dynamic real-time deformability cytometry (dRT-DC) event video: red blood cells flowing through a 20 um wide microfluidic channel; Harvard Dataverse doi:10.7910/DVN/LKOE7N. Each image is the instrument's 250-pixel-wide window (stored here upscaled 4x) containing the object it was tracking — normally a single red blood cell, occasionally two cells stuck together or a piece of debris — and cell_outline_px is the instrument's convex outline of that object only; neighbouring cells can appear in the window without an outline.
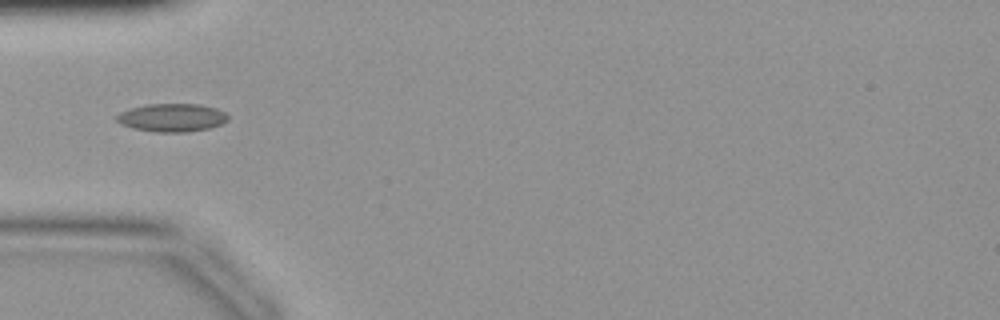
{"species": "common noctule bat (a hibernating species)", "species_latin": "Nyctalus noctula", "temperature_condition": "warm", "stored_images_in_passage": 39, "segment_of_instrument_passage": [2, 2], "camera_frame_rate_fps": 3000, "um_per_image_px": 0.085, "animal": {"sex": "female", "body_mass_g": 19.9}, "frame": {"image": 1, "passage_image": 10, "time_ms": 3.0, "image_size_px": [1000, 320], "cell_outline_px": [[228, 120], [220, 124], [208, 128], [188, 132], [152, 132], [132, 128], [120, 124], [116, 120], [116, 116], [120, 112], [132, 108], [148, 104], [196, 104], [216, 108], [224, 112], [228, 116]], "centroid_in_image_um": [14.59, 10.01], "position_along_channel_um": 70.4, "area_um2": 18.21}}
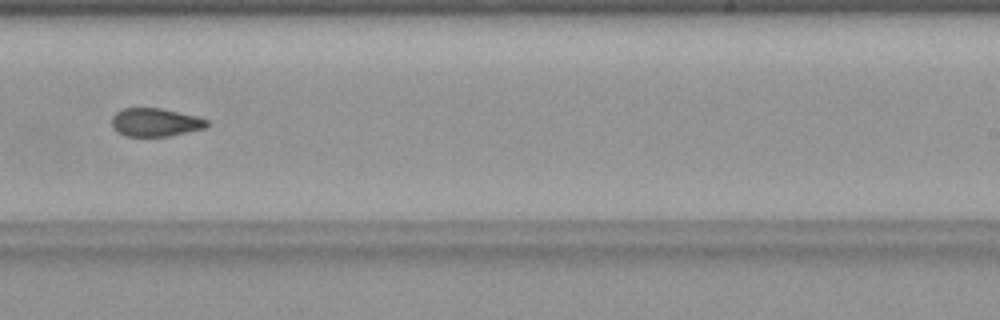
{"frame": {"image": 2, "passage_image": 23, "time_ms": 7.333, "image_size_px": [1000, 320], "cell_outline_px": [[208, 124], [204, 128], [168, 136], [124, 136], [116, 132], [112, 128], [112, 116], [120, 108], [160, 108], [196, 116], [208, 120]], "centroid_in_image_um": [13.14, 10.39], "position_along_channel_um": 275.9, "area_um2": 15.66}}
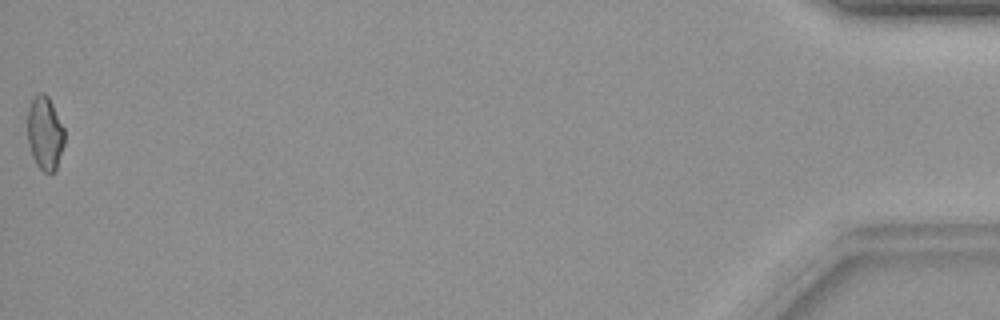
{"frame": {"image": 3, "passage_image": 39, "time_ms": 12.667, "image_size_px": [1000, 320], "cell_outline_px": [[64, 144], [56, 172], [44, 172], [36, 164], [32, 156], [28, 144], [28, 108], [32, 100], [40, 92], [44, 92], [48, 96], [64, 128]], "centroid_in_image_um": [3.82, 11.35], "position_along_channel_um": 431.4, "area_um2": 15.84}}